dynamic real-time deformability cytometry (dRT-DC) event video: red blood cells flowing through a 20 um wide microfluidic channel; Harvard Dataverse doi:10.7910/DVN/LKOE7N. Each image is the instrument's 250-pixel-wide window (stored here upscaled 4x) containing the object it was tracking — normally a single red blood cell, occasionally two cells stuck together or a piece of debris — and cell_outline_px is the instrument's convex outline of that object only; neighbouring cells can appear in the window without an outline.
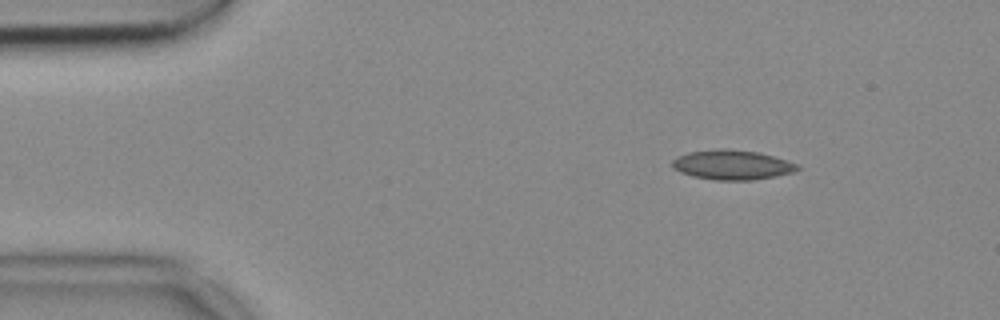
{"species": "common noctule bat (a hibernating species)", "species_latin": "Nyctalus noctula", "temperature_condition": "cold", "stored_images_in_passage": 52, "camera_frame_rate_fps": 3000, "um_per_image_px": 0.085, "animal": {"sex": "female", "body_mass_g": 18.4}, "frame": {"image": 1, "passage_image": 6, "time_ms": 1.667, "image_size_px": [1000, 320], "cell_outline_px": [[800, 168], [792, 172], [776, 176], [752, 180], [716, 180], [692, 176], [680, 172], [672, 168], [672, 160], [688, 152], [720, 148], [724, 148], [760, 152], [788, 160], [800, 164]], "centroid_in_image_um": [62.26, 14.0], "position_along_channel_um": 22.7, "area_um2": 21.79}}
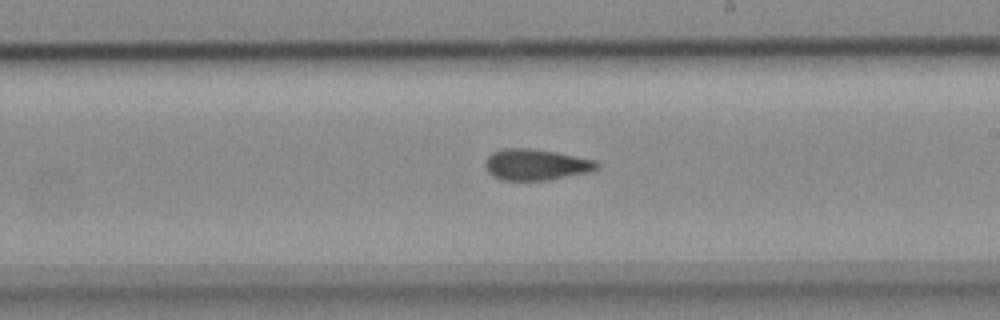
{"frame": {"image": 2, "passage_image": 29, "time_ms": 9.333, "image_size_px": [1000, 320], "cell_outline_px": [[600, 168], [588, 172], [548, 180], [500, 180], [492, 176], [488, 172], [484, 164], [484, 160], [492, 152], [504, 148], [532, 148], [556, 152], [596, 160], [600, 164]], "centroid_in_image_um": [45.54, 13.99], "position_along_channel_um": 243.5, "area_um2": 20.46}}
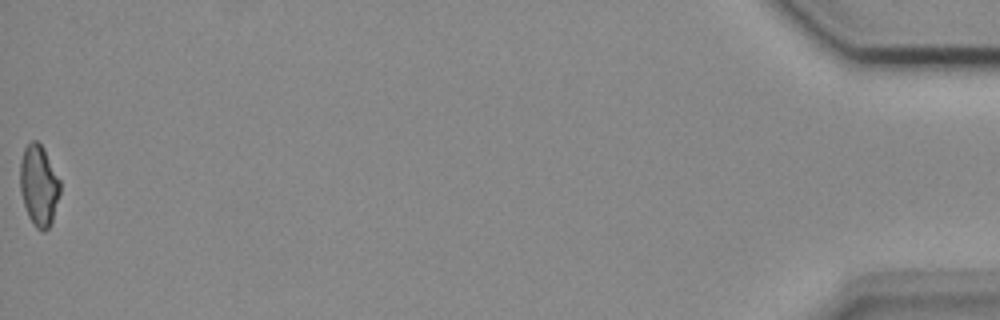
{"frame": {"image": 3, "passage_image": 52, "time_ms": 17.0, "image_size_px": [1000, 320], "cell_outline_px": [[60, 192], [52, 220], [48, 228], [44, 232], [36, 228], [28, 216], [20, 192], [20, 160], [24, 148], [32, 140], [36, 140], [44, 148], [60, 180]], "centroid_in_image_um": [3.29, 15.75], "position_along_channel_um": 431.9, "area_um2": 18.84}}